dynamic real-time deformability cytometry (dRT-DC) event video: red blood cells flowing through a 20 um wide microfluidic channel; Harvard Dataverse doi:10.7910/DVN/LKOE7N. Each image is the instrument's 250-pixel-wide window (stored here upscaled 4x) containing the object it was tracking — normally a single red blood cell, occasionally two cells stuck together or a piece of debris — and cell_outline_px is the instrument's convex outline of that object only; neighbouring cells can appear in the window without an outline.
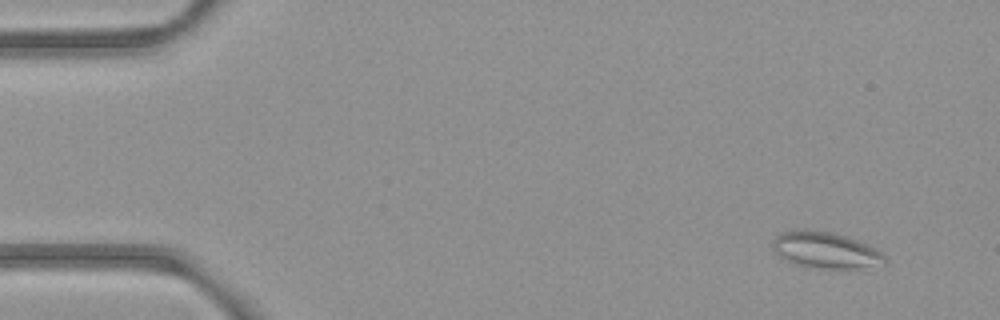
{"species": "common noctule bat (a hibernating species)", "species_latin": "Nyctalus noctula", "temperature_condition": "room temperature", "stored_images_in_passage": 5, "camera_frame_rate_fps": 3000, "um_per_image_px": 0.085, "animal": {"sex": "female", "body_mass_g": 21.9}, "frame": {"image": 1, "passage_image": 1, "time_ms": 0.0, "image_size_px": [1000, 320], "cell_outline_px": [[888, 264], [856, 268], [808, 268], [792, 264], [780, 256], [772, 248], [772, 240], [776, 236], [784, 232], [796, 228], [832, 232], [856, 240], [876, 248], [888, 260]], "centroid_in_image_um": [70.15, 21.27], "position_along_channel_um": 14.8, "area_um2": 23.93}}